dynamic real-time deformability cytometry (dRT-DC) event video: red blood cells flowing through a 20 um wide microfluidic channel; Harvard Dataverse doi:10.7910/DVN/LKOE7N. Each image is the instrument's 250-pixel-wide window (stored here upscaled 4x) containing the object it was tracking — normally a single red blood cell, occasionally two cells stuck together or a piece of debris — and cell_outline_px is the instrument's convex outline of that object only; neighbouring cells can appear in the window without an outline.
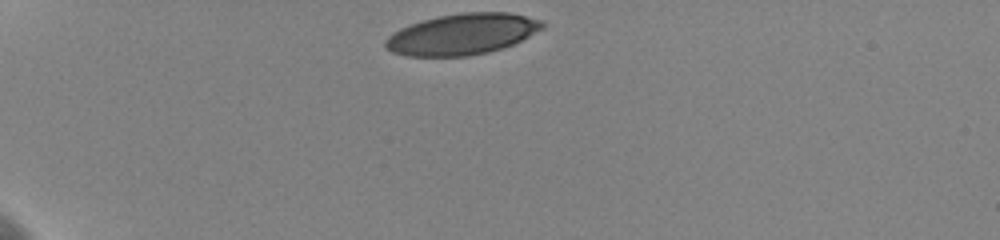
{"species": "human", "species_latin": "Homo sapiens", "temperature_condition": "cold", "stored_images_in_passage": 35, "camera_frame_rate_fps": 3000, "um_per_image_px": 0.085, "donor": {"sex": "female"}, "frame": {"image": 1, "passage_image": 1, "time_ms": 0.0, "image_size_px": [1000, 240], "cell_outline_px": [[544, 28], [512, 44], [488, 52], [468, 56], [404, 56], [392, 52], [384, 44], [384, 40], [392, 32], [400, 28], [436, 16], [460, 12], [508, 12], [544, 20]], "centroid_in_image_um": [39.27, 2.89], "position_along_channel_um": 45.7, "area_um2": 37.51}}
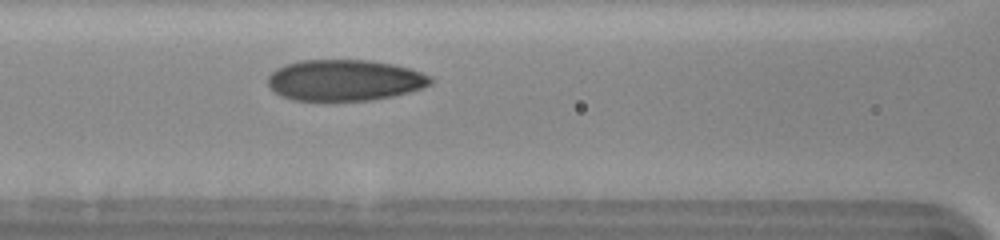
{"frame": {"image": 2, "passage_image": 13, "time_ms": 4.0, "image_size_px": [1000, 240], "cell_outline_px": [[432, 84], [408, 92], [392, 96], [372, 100], [292, 100], [280, 96], [268, 84], [268, 76], [276, 68], [300, 60], [368, 60], [392, 64], [408, 68], [432, 76]], "centroid_in_image_um": [29.29, 6.82], "position_along_channel_um": 137.3, "area_um2": 38.78}}
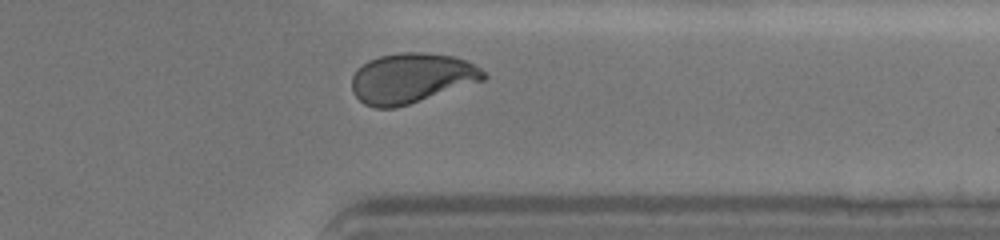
{"frame": {"image": 3, "passage_image": 33, "time_ms": 10.667, "image_size_px": [1000, 240], "cell_outline_px": [[488, 76], [484, 80], [396, 108], [376, 108], [364, 104], [352, 92], [352, 76], [368, 60], [380, 56], [400, 52], [424, 52], [452, 56], [468, 60], [480, 68]], "centroid_in_image_um": [34.98, 6.64], "position_along_channel_um": 376.4, "area_um2": 38.26}, "authors_computed_cell_mechanics": {"area_um2": 38.6682, "velocity_mm_per_s": 3.584, "shape_relaxation_time_tau1_ms": 4.539, "shape_relaxation_time_tau2_ms": 1.0316, "deformation_change_tau1": 0.1501, "deformation_change_tau2": 0.0581}}